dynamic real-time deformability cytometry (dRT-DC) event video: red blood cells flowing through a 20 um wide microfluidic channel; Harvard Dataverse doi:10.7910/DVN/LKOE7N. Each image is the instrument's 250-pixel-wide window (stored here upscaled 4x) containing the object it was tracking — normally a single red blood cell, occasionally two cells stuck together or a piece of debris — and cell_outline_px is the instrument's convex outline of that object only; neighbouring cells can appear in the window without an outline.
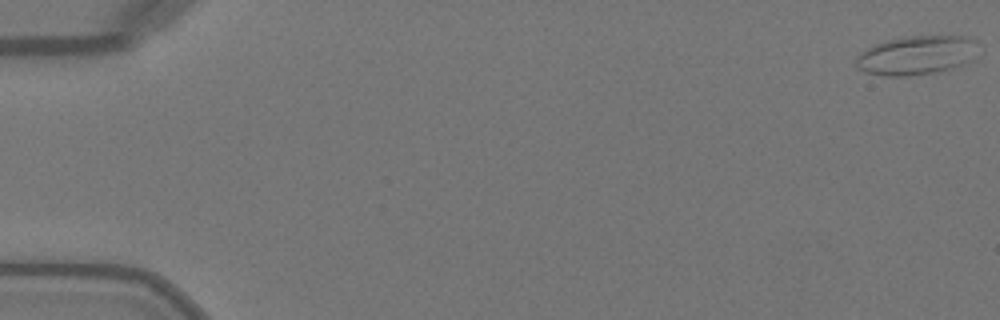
{"species": "Egyptian fruit bat (a non-hibernating species)", "species_latin": "Rousettus aegyptiacus", "temperature_condition": "warm", "stored_images_in_passage": 8, "camera_frame_rate_fps": 3000, "um_per_image_px": 0.085, "animal": {"sex": "female"}, "frame": {"image": 1, "passage_image": 1, "time_ms": 0.0, "image_size_px": [1000, 320], "cell_outline_px": [[976, 40], [972, 60], [948, 68], [932, 72], [908, 76], [888, 76], [864, 72], [856, 68], [856, 56], [860, 52], [876, 44], [888, 40], [908, 36], [968, 36]], "centroid_in_image_um": [77.84, 4.69], "position_along_channel_um": 7.2, "area_um2": 27.28}}